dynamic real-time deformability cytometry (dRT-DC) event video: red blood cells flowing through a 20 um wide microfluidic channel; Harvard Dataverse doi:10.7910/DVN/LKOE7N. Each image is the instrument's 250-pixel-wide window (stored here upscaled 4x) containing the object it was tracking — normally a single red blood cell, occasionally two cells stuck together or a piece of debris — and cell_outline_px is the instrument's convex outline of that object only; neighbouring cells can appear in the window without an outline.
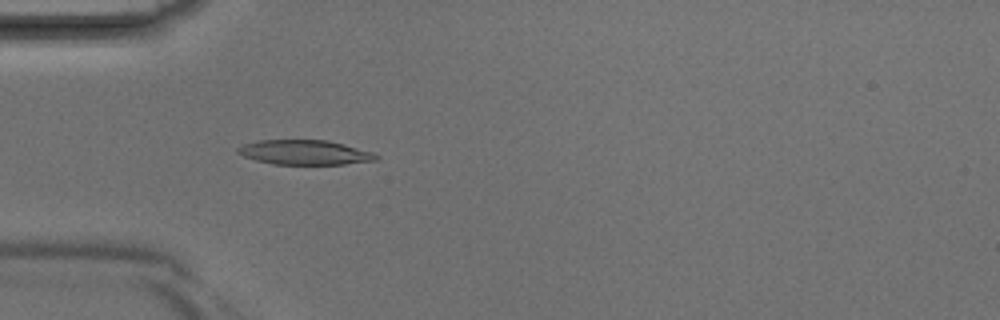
{"species": "Egyptian fruit bat (a non-hibernating species)", "species_latin": "Rousettus aegyptiacus", "temperature_condition": "room temperature", "stored_images_in_passage": 42, "camera_frame_rate_fps": 3000, "um_per_image_px": 0.085, "animal": {"sex": "male"}, "frame": {"image": 1, "passage_image": 13, "time_ms": 4.0, "image_size_px": [1000, 320], "cell_outline_px": [[380, 156], [376, 160], [344, 164], [272, 164], [256, 160], [244, 156], [236, 152], [236, 148], [244, 144], [260, 140], [328, 140], [344, 144], [372, 152]], "centroid_in_image_um": [25.89, 12.95], "position_along_channel_um": 59.1, "area_um2": 19.77}}
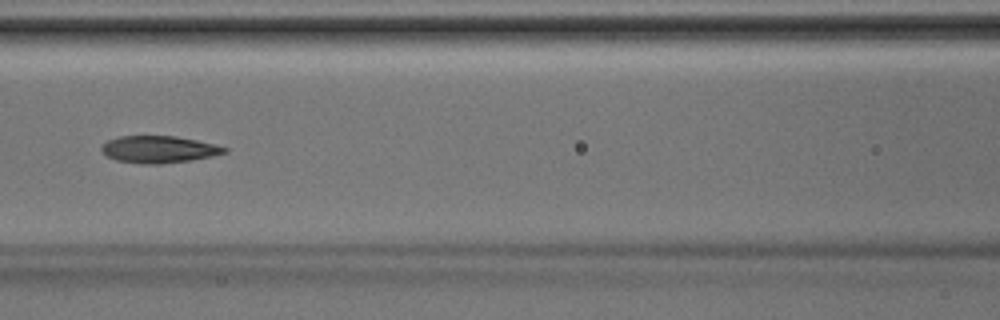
{"frame": {"image": 2, "passage_image": 19, "time_ms": 6.0, "image_size_px": [1000, 320], "cell_outline_px": [[228, 152], [212, 156], [192, 160], [160, 164], [140, 164], [116, 160], [108, 156], [100, 148], [108, 140], [120, 136], [176, 136], [216, 144], [228, 148]], "centroid_in_image_um": [13.54, 12.7], "position_along_channel_um": 153.1, "area_um2": 19.36}}
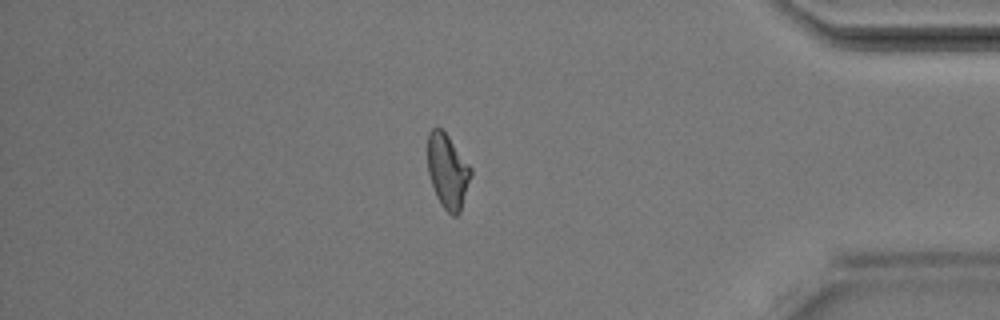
{"frame": {"image": 3, "passage_image": 36, "time_ms": 11.667, "image_size_px": [1000, 320], "cell_outline_px": [[472, 172], [460, 212], [456, 216], [452, 216], [440, 204], [436, 196], [428, 172], [428, 132], [432, 128], [440, 128], [448, 136], [472, 168]], "centroid_in_image_um": [38.05, 14.56], "position_along_channel_um": 397.2, "area_um2": 18.55}}